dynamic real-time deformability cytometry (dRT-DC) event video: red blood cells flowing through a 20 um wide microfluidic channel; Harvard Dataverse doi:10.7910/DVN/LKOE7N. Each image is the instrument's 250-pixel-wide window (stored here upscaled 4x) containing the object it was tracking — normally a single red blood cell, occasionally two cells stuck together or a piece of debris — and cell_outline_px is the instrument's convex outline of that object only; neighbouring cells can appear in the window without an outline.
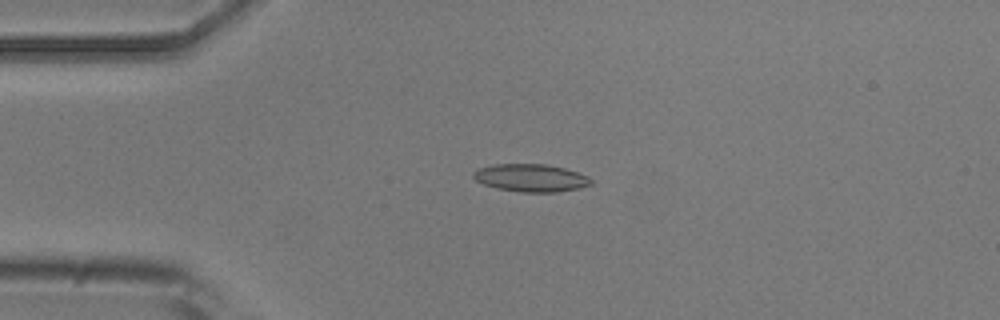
{"species": "common noctule bat (a hibernating species)", "species_latin": "Nyctalus noctula", "temperature_condition": "room temperature", "stored_images_in_passage": 7, "camera_frame_rate_fps": 3000, "um_per_image_px": 0.085, "animal": {"sex": "male", "body_mass_g": 20.5, "forearm_length_mm": 52.5}, "frame": {"image": 1, "passage_image": 4, "time_ms": 3.333, "image_size_px": [1000, 320], "cell_outline_px": [[592, 184], [580, 188], [556, 192], [520, 192], [496, 188], [484, 184], [476, 180], [472, 176], [472, 172], [476, 168], [492, 164], [544, 164], [564, 168], [588, 176], [592, 180]], "centroid_in_image_um": [45.09, 15.11], "position_along_channel_um": 39.9, "area_um2": 19.07}}
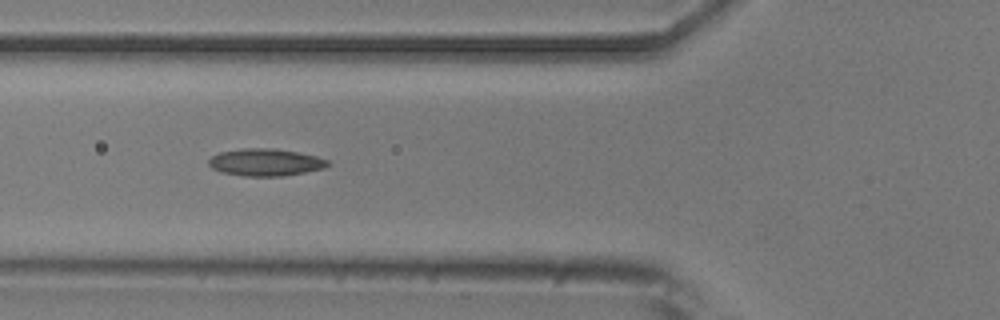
{"frame": {"image": 2, "passage_image": 6, "time_ms": 5.667, "image_size_px": [1000, 320], "cell_outline_px": [[332, 164], [324, 168], [284, 176], [244, 176], [220, 172], [212, 168], [208, 164], [208, 160], [212, 156], [220, 152], [240, 148], [272, 148], [296, 152], [316, 156], [328, 160]], "centroid_in_image_um": [22.55, 13.79], "position_along_channel_um": 103.3, "area_um2": 18.96}}
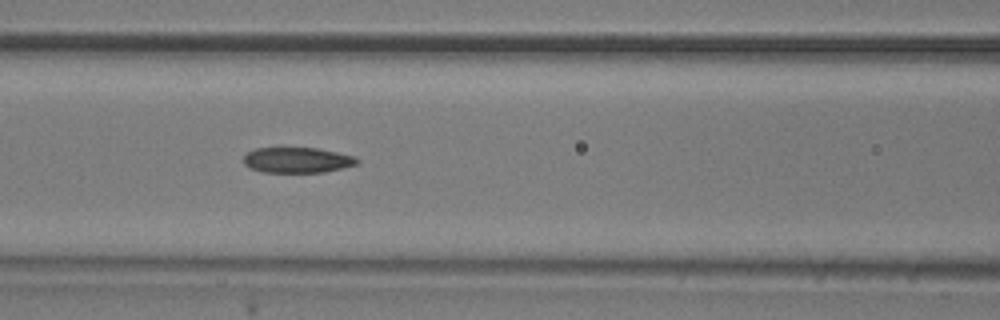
{"frame": {"image": 3, "passage_image": 7, "time_ms": 6.667, "image_size_px": [1000, 320], "cell_outline_px": [[360, 160], [356, 164], [324, 172], [260, 172], [248, 168], [244, 164], [244, 156], [248, 152], [256, 148], [316, 148], [356, 156]], "centroid_in_image_um": [25.24, 13.61], "position_along_channel_um": 141.4, "area_um2": 16.82}}